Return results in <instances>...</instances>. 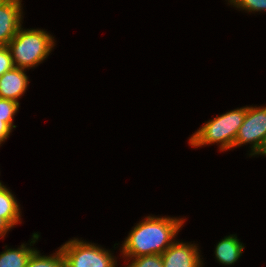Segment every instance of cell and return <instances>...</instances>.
<instances>
[{"label": "cell", "mask_w": 266, "mask_h": 267, "mask_svg": "<svg viewBox=\"0 0 266 267\" xmlns=\"http://www.w3.org/2000/svg\"><path fill=\"white\" fill-rule=\"evenodd\" d=\"M66 267H116L117 259L110 250L74 238L60 247Z\"/></svg>", "instance_id": "obj_4"}, {"label": "cell", "mask_w": 266, "mask_h": 267, "mask_svg": "<svg viewBox=\"0 0 266 267\" xmlns=\"http://www.w3.org/2000/svg\"><path fill=\"white\" fill-rule=\"evenodd\" d=\"M54 37L41 29H18L8 47L14 67L30 69L42 63L54 48Z\"/></svg>", "instance_id": "obj_2"}, {"label": "cell", "mask_w": 266, "mask_h": 267, "mask_svg": "<svg viewBox=\"0 0 266 267\" xmlns=\"http://www.w3.org/2000/svg\"><path fill=\"white\" fill-rule=\"evenodd\" d=\"M12 128L6 123L0 120V145L8 139Z\"/></svg>", "instance_id": "obj_17"}, {"label": "cell", "mask_w": 266, "mask_h": 267, "mask_svg": "<svg viewBox=\"0 0 266 267\" xmlns=\"http://www.w3.org/2000/svg\"><path fill=\"white\" fill-rule=\"evenodd\" d=\"M22 0L0 1V46H8L22 26Z\"/></svg>", "instance_id": "obj_7"}, {"label": "cell", "mask_w": 266, "mask_h": 267, "mask_svg": "<svg viewBox=\"0 0 266 267\" xmlns=\"http://www.w3.org/2000/svg\"><path fill=\"white\" fill-rule=\"evenodd\" d=\"M234 7L248 12L266 11V0H229Z\"/></svg>", "instance_id": "obj_15"}, {"label": "cell", "mask_w": 266, "mask_h": 267, "mask_svg": "<svg viewBox=\"0 0 266 267\" xmlns=\"http://www.w3.org/2000/svg\"><path fill=\"white\" fill-rule=\"evenodd\" d=\"M14 67L11 51L8 46H0V77Z\"/></svg>", "instance_id": "obj_16"}, {"label": "cell", "mask_w": 266, "mask_h": 267, "mask_svg": "<svg viewBox=\"0 0 266 267\" xmlns=\"http://www.w3.org/2000/svg\"><path fill=\"white\" fill-rule=\"evenodd\" d=\"M184 218L147 216L130 231L122 244V256L129 260L143 255H161L175 241ZM129 258V259H128Z\"/></svg>", "instance_id": "obj_1"}, {"label": "cell", "mask_w": 266, "mask_h": 267, "mask_svg": "<svg viewBox=\"0 0 266 267\" xmlns=\"http://www.w3.org/2000/svg\"><path fill=\"white\" fill-rule=\"evenodd\" d=\"M246 112L247 106L231 110L209 120L189 138V144L197 148L218 143L220 151L230 150L234 146Z\"/></svg>", "instance_id": "obj_3"}, {"label": "cell", "mask_w": 266, "mask_h": 267, "mask_svg": "<svg viewBox=\"0 0 266 267\" xmlns=\"http://www.w3.org/2000/svg\"><path fill=\"white\" fill-rule=\"evenodd\" d=\"M133 259V260H132ZM129 264L126 267H163L161 255H143L135 258H130Z\"/></svg>", "instance_id": "obj_14"}, {"label": "cell", "mask_w": 266, "mask_h": 267, "mask_svg": "<svg viewBox=\"0 0 266 267\" xmlns=\"http://www.w3.org/2000/svg\"><path fill=\"white\" fill-rule=\"evenodd\" d=\"M11 226L2 218L0 217V237H5L8 231L11 230Z\"/></svg>", "instance_id": "obj_18"}, {"label": "cell", "mask_w": 266, "mask_h": 267, "mask_svg": "<svg viewBox=\"0 0 266 267\" xmlns=\"http://www.w3.org/2000/svg\"><path fill=\"white\" fill-rule=\"evenodd\" d=\"M20 103L0 98V120L6 122L12 129L16 128V125H13V118L19 110Z\"/></svg>", "instance_id": "obj_13"}, {"label": "cell", "mask_w": 266, "mask_h": 267, "mask_svg": "<svg viewBox=\"0 0 266 267\" xmlns=\"http://www.w3.org/2000/svg\"><path fill=\"white\" fill-rule=\"evenodd\" d=\"M0 253V267H26L27 262L36 250L27 247V244H21L17 249L7 248Z\"/></svg>", "instance_id": "obj_11"}, {"label": "cell", "mask_w": 266, "mask_h": 267, "mask_svg": "<svg viewBox=\"0 0 266 267\" xmlns=\"http://www.w3.org/2000/svg\"><path fill=\"white\" fill-rule=\"evenodd\" d=\"M266 136V107L247 106V112L239 128L233 148L251 144L250 156H253Z\"/></svg>", "instance_id": "obj_5"}, {"label": "cell", "mask_w": 266, "mask_h": 267, "mask_svg": "<svg viewBox=\"0 0 266 267\" xmlns=\"http://www.w3.org/2000/svg\"><path fill=\"white\" fill-rule=\"evenodd\" d=\"M198 246L174 241L162 254L163 267H202Z\"/></svg>", "instance_id": "obj_6"}, {"label": "cell", "mask_w": 266, "mask_h": 267, "mask_svg": "<svg viewBox=\"0 0 266 267\" xmlns=\"http://www.w3.org/2000/svg\"><path fill=\"white\" fill-rule=\"evenodd\" d=\"M26 69L13 67L0 77V98L18 102L27 90L29 80Z\"/></svg>", "instance_id": "obj_8"}, {"label": "cell", "mask_w": 266, "mask_h": 267, "mask_svg": "<svg viewBox=\"0 0 266 267\" xmlns=\"http://www.w3.org/2000/svg\"><path fill=\"white\" fill-rule=\"evenodd\" d=\"M19 203L16 197L4 185L0 186V217H2L11 227L21 223Z\"/></svg>", "instance_id": "obj_10"}, {"label": "cell", "mask_w": 266, "mask_h": 267, "mask_svg": "<svg viewBox=\"0 0 266 267\" xmlns=\"http://www.w3.org/2000/svg\"><path fill=\"white\" fill-rule=\"evenodd\" d=\"M255 155H266V136H265V138L263 139V141H262V143H261V145H260V147L258 148V150L256 151V153L254 154V156Z\"/></svg>", "instance_id": "obj_19"}, {"label": "cell", "mask_w": 266, "mask_h": 267, "mask_svg": "<svg viewBox=\"0 0 266 267\" xmlns=\"http://www.w3.org/2000/svg\"><path fill=\"white\" fill-rule=\"evenodd\" d=\"M26 267H66L65 257L60 248L51 256H42L39 250H35L30 256Z\"/></svg>", "instance_id": "obj_12"}, {"label": "cell", "mask_w": 266, "mask_h": 267, "mask_svg": "<svg viewBox=\"0 0 266 267\" xmlns=\"http://www.w3.org/2000/svg\"><path fill=\"white\" fill-rule=\"evenodd\" d=\"M244 244L236 235L225 236L215 247V257L223 265H234L241 257Z\"/></svg>", "instance_id": "obj_9"}]
</instances>
